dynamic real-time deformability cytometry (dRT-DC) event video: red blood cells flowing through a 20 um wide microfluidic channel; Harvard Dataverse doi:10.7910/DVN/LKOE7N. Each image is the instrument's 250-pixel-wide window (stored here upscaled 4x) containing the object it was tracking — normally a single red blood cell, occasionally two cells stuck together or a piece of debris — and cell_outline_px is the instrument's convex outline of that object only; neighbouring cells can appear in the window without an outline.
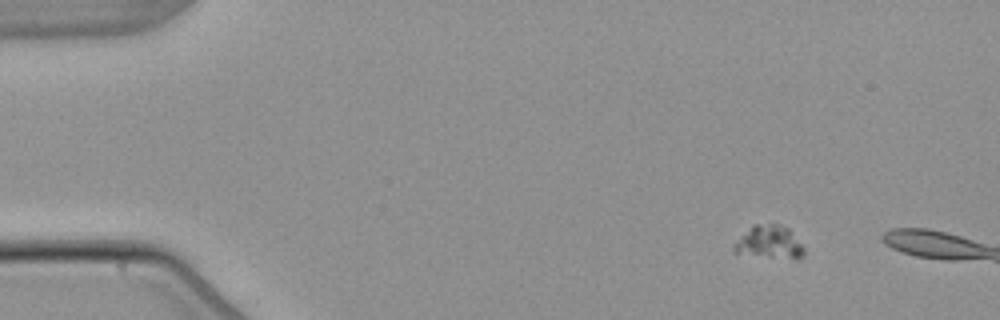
{"species": "common noctule bat (a hibernating species)", "species_latin": "Nyctalus noctula", "temperature_condition": "warm", "stored_images_in_passage": 4, "camera_frame_rate_fps": 3000, "um_per_image_px": 0.085, "animal": {"sex": "male", "body_mass_g": 21.5, "forearm_length_mm": 52.0}, "frame": {"image": 1, "passage_image": 2, "time_ms": 1.333, "image_size_px": [1000, 320], "cell_outline_px": [[804, 256], [796, 260], [732, 252], [732, 244], [752, 224], [776, 224], [788, 228], [804, 248]], "centroid_in_image_um": [65.37, 20.6], "position_along_channel_um": 19.6, "area_um2": 13.53}}